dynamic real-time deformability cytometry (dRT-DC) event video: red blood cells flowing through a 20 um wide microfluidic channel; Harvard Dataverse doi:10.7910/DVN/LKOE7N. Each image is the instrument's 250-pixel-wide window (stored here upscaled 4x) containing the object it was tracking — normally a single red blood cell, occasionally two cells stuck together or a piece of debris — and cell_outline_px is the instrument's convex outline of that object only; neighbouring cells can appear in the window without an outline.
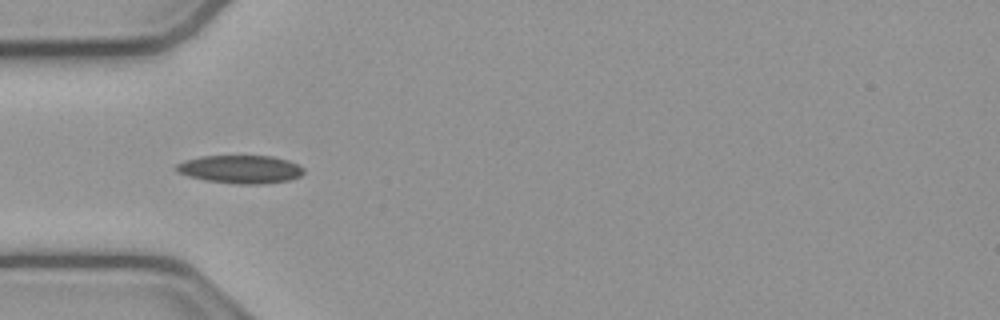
{"species": "common noctule bat (a hibernating species)", "species_latin": "Nyctalus noctula", "temperature_condition": "cold", "stored_images_in_passage": 37, "camera_frame_rate_fps": 3000, "um_per_image_px": 0.085, "animal": {"sex": "male", "body_mass_g": 23.1, "forearm_length_mm": 52.7}, "frame": {"image": 1, "passage_image": 1, "time_ms": 0.0, "image_size_px": [1000, 320], "cell_outline_px": [[304, 172], [300, 176], [288, 180], [260, 184], [236, 184], [204, 180], [188, 176], [176, 172], [176, 164], [184, 160], [204, 156], [272, 156], [288, 160], [304, 168]], "centroid_in_image_um": [20.42, 14.39], "position_along_channel_um": 64.6, "area_um2": 20.87}}
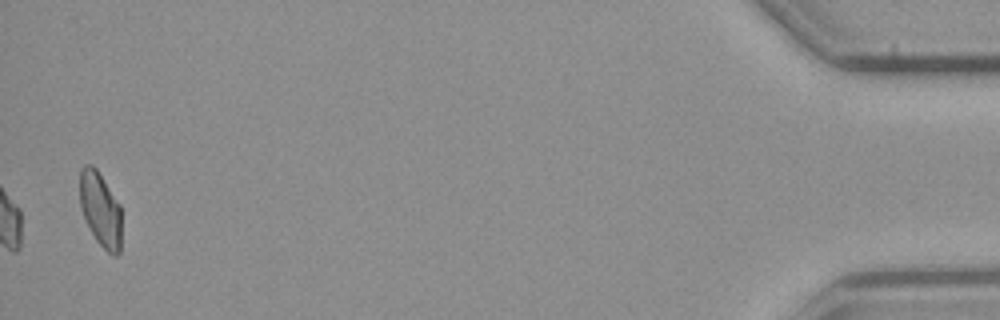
{"frame": {"image": 2, "passage_image": 37, "time_ms": 12.0, "image_size_px": [1000, 320], "cell_outline_px": [[120, 252], [116, 256], [112, 256], [96, 240], [84, 220], [80, 208], [80, 168], [84, 164], [92, 164], [96, 168], [120, 204]], "centroid_in_image_um": [8.51, 17.78], "position_along_channel_um": 426.7, "area_um2": 18.21}, "authors_computed_cell_mechanics": {"area_um2": 15.3748, "velocity_mm_per_s": 3.8111, "shape_relaxation_time_tau1_ms": 5.5676, "shape_relaxation_time_tau2_ms": null, "deformation_change_tau1": 0.0977, "deformation_change_tau2": null}}